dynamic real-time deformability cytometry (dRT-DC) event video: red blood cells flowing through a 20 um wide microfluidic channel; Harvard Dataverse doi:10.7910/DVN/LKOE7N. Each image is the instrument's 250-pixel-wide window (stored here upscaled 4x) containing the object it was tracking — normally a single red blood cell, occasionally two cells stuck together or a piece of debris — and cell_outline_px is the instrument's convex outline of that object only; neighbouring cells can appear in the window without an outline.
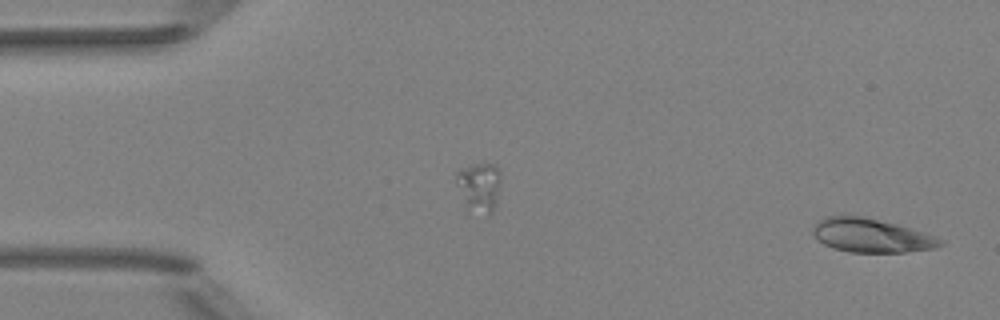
{"species": "Egyptian fruit bat (a non-hibernating species)", "species_latin": "Rousettus aegyptiacus", "temperature_condition": "room temperature", "stored_images_in_passage": 50, "camera_frame_rate_fps": 3000, "um_per_image_px": 0.085, "animal": {"sex": "female"}, "frame": {"image": 1, "passage_image": 1, "time_ms": 0.0, "image_size_px": [1000, 320], "cell_outline_px": [[944, 244], [936, 248], [904, 252], [848, 252], [832, 248], [824, 244], [812, 232], [812, 228], [824, 216], [864, 216], [896, 224], [924, 232], [936, 236], [944, 240]], "centroid_in_image_um": [74.09, 20.02], "position_along_channel_um": 10.9, "area_um2": 25.03}}
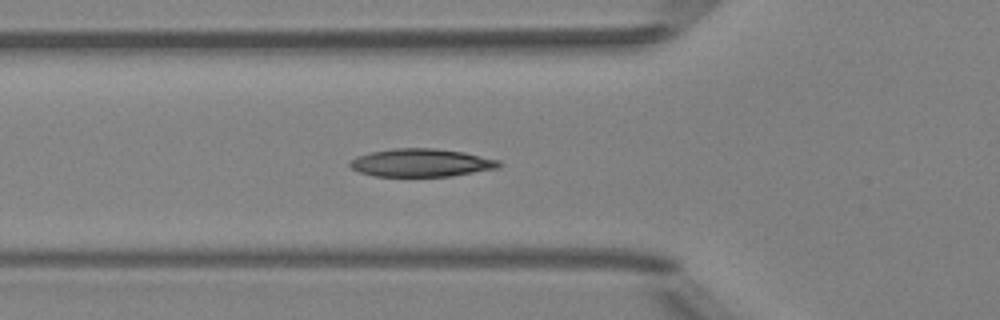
{"frame": {"image": 2, "passage_image": 17, "time_ms": 5.333, "image_size_px": [1000, 320], "cell_outline_px": [[504, 164], [496, 168], [452, 176], [376, 176], [360, 172], [352, 168], [348, 164], [356, 156], [372, 152], [392, 148], [436, 148], [464, 152], [500, 160]], "centroid_in_image_um": [35.83, 13.83], "position_along_channel_um": 90.0, "area_um2": 24.28}}
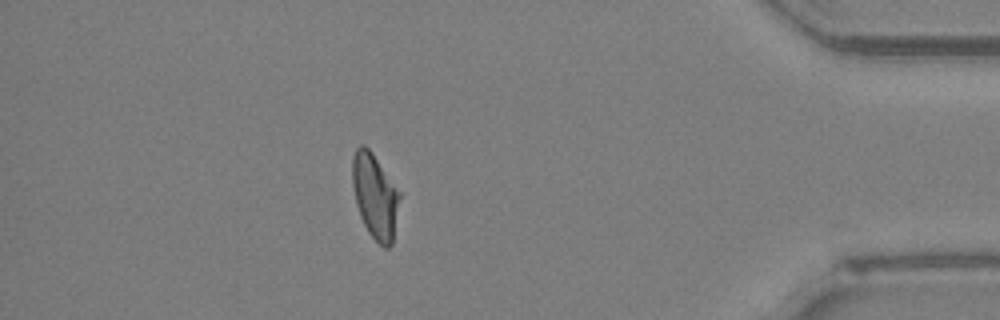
{"frame": {"image": 3, "passage_image": 44, "time_ms": 14.333, "image_size_px": [1000, 320], "cell_outline_px": [[400, 196], [392, 244], [388, 248], [384, 248], [368, 232], [360, 216], [356, 204], [352, 184], [352, 160], [356, 148], [360, 144], [364, 144], [372, 152], [400, 192]], "centroid_in_image_um": [31.86, 16.65], "position_along_channel_um": 403.3, "area_um2": 23.18}, "authors_computed_cell_mechanics": {"area_um2": 24.0737, "velocity_mm_per_s": 3.9716, "shape_relaxation_time_tau1_ms": 9.8622, "shape_relaxation_time_tau2_ms": 2.8237, "deformation_change_tau1": 0.2365, "deformation_change_tau2": 0.0844}}